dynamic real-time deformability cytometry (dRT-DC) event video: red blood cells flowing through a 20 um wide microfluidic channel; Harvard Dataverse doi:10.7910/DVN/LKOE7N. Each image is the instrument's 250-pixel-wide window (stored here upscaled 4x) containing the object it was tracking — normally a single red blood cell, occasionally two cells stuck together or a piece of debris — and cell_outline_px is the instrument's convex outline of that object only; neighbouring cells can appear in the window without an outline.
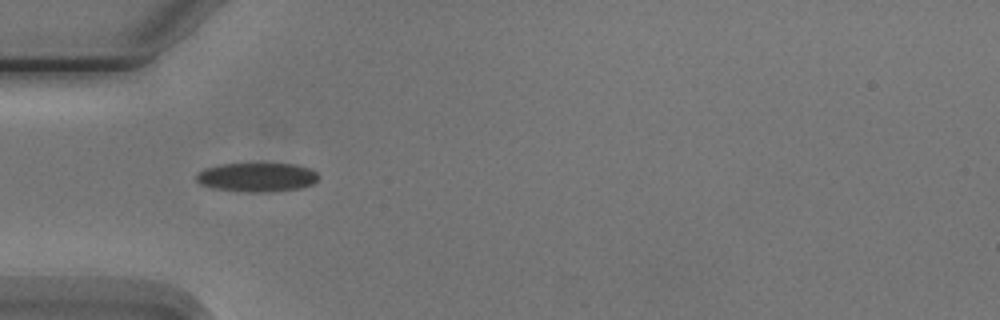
{"species": "Egyptian fruit bat (a non-hibernating species)", "species_latin": "Rousettus aegyptiacus", "temperature_condition": "cold", "stored_images_in_passage": 5, "camera_frame_rate_fps": 3000, "um_per_image_px": 0.085, "animal": {"sex": "male"}, "frame": {"image": 1, "passage_image": 4, "time_ms": 3.667, "image_size_px": [1000, 320], "cell_outline_px": [[320, 176], [312, 184], [300, 188], [272, 192], [244, 192], [212, 188], [200, 184], [196, 180], [196, 172], [204, 168], [220, 164], [292, 164], [308, 168], [316, 172]], "centroid_in_image_um": [21.79, 15.07], "position_along_channel_um": 63.2, "area_um2": 20.75}}
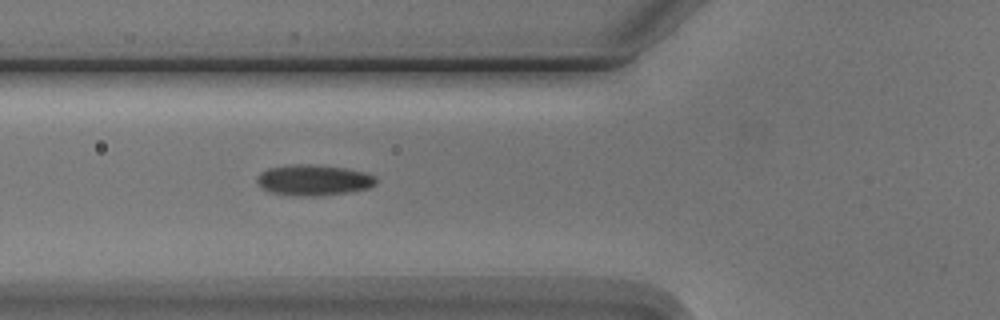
{"frame": {"image": 2, "passage_image": 5, "time_ms": 4.667, "image_size_px": [1000, 320], "cell_outline_px": [[376, 184], [368, 188], [352, 192], [320, 196], [300, 196], [272, 192], [260, 188], [256, 184], [256, 176], [260, 172], [268, 168], [292, 164], [308, 164], [348, 168], [364, 172], [376, 176]], "centroid_in_image_um": [26.64, 15.31], "position_along_channel_um": 99.2, "area_um2": 21.68}}